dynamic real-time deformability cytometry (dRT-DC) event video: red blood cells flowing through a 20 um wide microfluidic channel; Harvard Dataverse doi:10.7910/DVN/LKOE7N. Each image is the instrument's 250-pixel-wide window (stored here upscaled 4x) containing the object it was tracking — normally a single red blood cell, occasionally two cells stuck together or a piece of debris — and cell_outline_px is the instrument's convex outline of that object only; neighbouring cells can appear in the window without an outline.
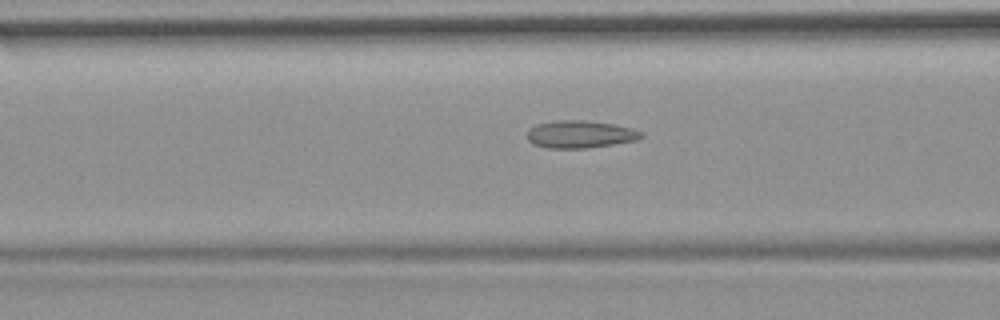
{"species": "common noctule bat (a hibernating species)", "species_latin": "Nyctalus noctula", "temperature_condition": "room temperature", "stored_images_in_passage": 55, "camera_frame_rate_fps": 3000, "um_per_image_px": 0.085, "animal": {"sex": "female", "body_mass_g": 19.9}, "frame": {"image": 1, "passage_image": 22, "time_ms": 7.0, "image_size_px": [1000, 320], "cell_outline_px": [[644, 136], [636, 140], [588, 148], [544, 148], [532, 144], [528, 140], [528, 132], [536, 124], [556, 120], [584, 120], [612, 124], [632, 128], [644, 132]], "centroid_in_image_um": [49.31, 11.42], "position_along_channel_um": 117.3, "area_um2": 18.26}}
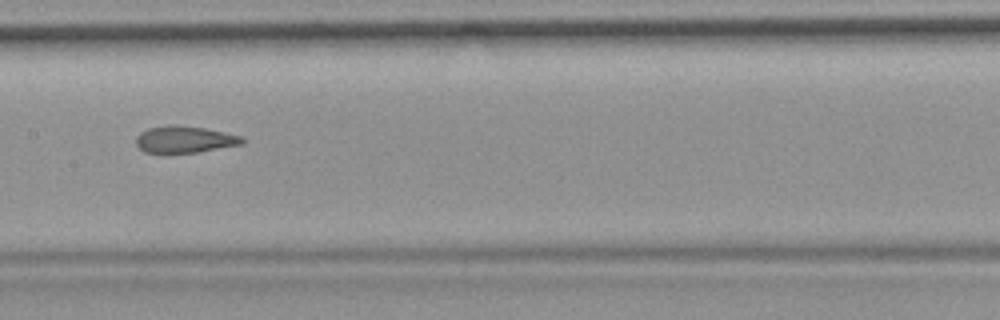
{"frame": {"image": 2, "passage_image": 28, "time_ms": 9.0, "image_size_px": [1000, 320], "cell_outline_px": [[244, 144], [196, 152], [144, 152], [136, 144], [136, 136], [140, 132], [148, 128], [204, 128], [244, 136]], "centroid_in_image_um": [15.75, 11.89], "position_along_channel_um": 191.6, "area_um2": 15.66}}
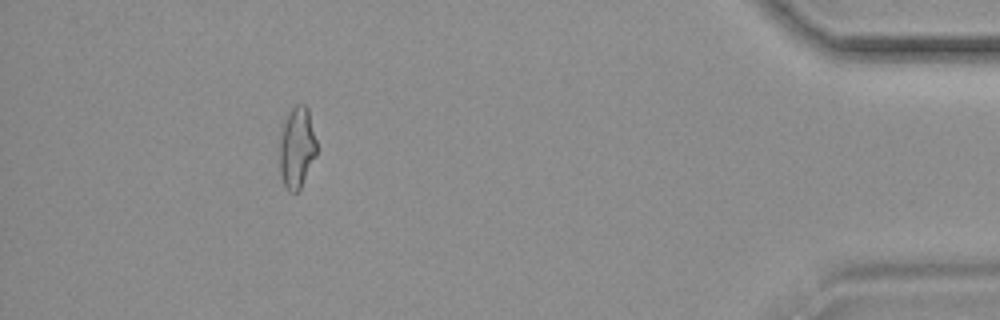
{"frame": {"image": 3, "passage_image": 50, "time_ms": 16.333, "image_size_px": [1000, 320], "cell_outline_px": [[316, 156], [300, 188], [296, 192], [288, 192], [284, 184], [280, 172], [280, 140], [284, 120], [292, 108], [296, 104], [304, 104], [308, 108], [316, 140]], "centroid_in_image_um": [25.24, 12.54], "position_along_channel_um": 410.0, "area_um2": 17.4}, "authors_computed_cell_mechanics": {"area_um2": 17.9758, "velocity_mm_per_s": 3.7257, "shape_relaxation_time_tau1_ms": null, "shape_relaxation_time_tau2_ms": 2.5022, "deformation_change_tau1": null, "deformation_change_tau2": 0.0968}}